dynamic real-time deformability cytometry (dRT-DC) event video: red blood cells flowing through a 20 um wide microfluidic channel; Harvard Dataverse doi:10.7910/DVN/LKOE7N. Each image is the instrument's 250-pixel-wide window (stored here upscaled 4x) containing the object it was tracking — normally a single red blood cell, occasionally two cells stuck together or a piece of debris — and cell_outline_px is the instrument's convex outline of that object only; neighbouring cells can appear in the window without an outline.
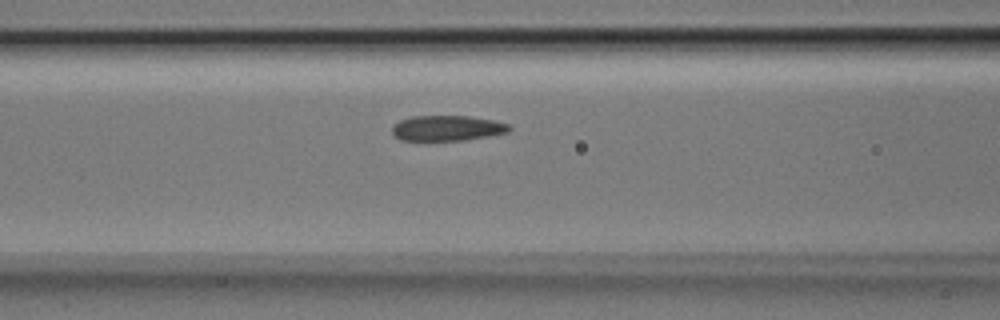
{"species": "Egyptian fruit bat (a non-hibernating species)", "species_latin": "Rousettus aegyptiacus", "temperature_condition": "room temperature", "stored_images_in_passage": 17, "camera_frame_rate_fps": 3000, "um_per_image_px": 0.085, "animal": {"sex": "male"}, "frame": {"image": 1, "passage_image": 12, "time_ms": 3.667, "image_size_px": [1000, 320], "cell_outline_px": [[512, 128], [508, 132], [488, 136], [464, 140], [400, 140], [392, 136], [392, 124], [400, 120], [412, 116], [468, 116], [492, 120], [508, 124]], "centroid_in_image_um": [37.96, 10.89], "position_along_channel_um": 128.6, "area_um2": 17.34}}
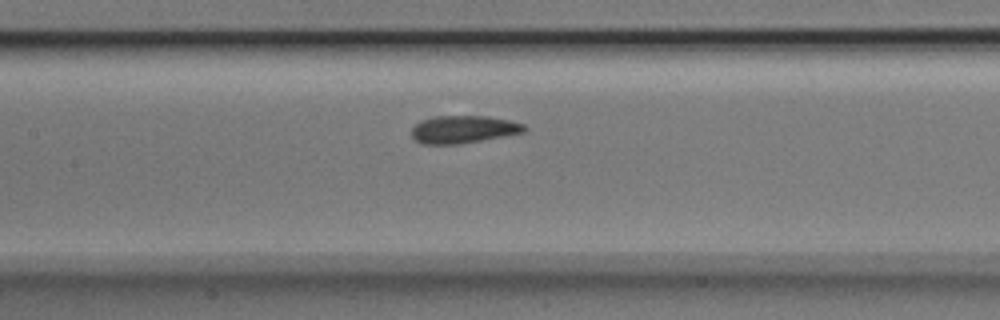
{"frame": {"image": 2, "passage_image": 15, "time_ms": 4.667, "image_size_px": [1000, 320], "cell_outline_px": [[528, 128], [524, 132], [504, 136], [460, 144], [420, 144], [412, 136], [412, 128], [420, 120], [436, 116], [484, 116], [512, 120], [524, 124]], "centroid_in_image_um": [39.4, 10.99], "position_along_channel_um": 168.0, "area_um2": 18.21}}